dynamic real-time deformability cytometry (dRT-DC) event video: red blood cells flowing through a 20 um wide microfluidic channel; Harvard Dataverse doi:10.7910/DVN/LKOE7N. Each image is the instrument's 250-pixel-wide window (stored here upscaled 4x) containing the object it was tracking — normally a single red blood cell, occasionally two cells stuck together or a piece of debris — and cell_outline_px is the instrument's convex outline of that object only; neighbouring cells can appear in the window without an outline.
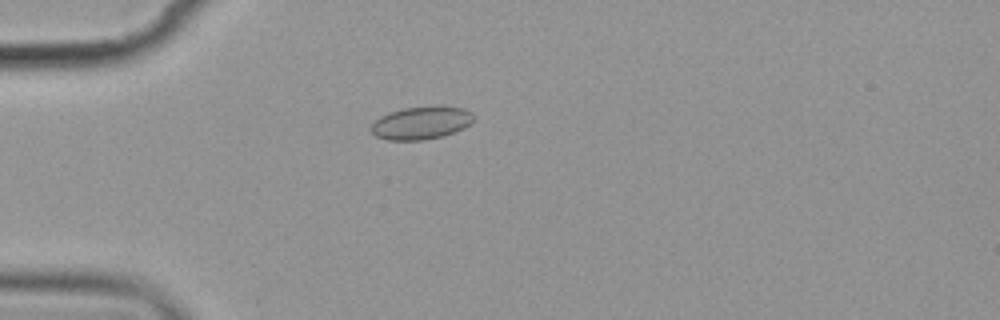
{"species": "common noctule bat (a hibernating species)", "species_latin": "Nyctalus noctula", "temperature_condition": "cold", "stored_images_in_passage": 3, "camera_frame_rate_fps": 3000, "um_per_image_px": 0.085, "animal": {"sex": "female", "body_mass_g": 19.9}, "frame": {"image": 1, "passage_image": 1, "time_ms": 0.0, "image_size_px": [1000, 320], "cell_outline_px": [[476, 116], [464, 128], [444, 136], [424, 140], [388, 140], [376, 136], [368, 128], [380, 116], [388, 112], [404, 108], [464, 108], [472, 112]], "centroid_in_image_um": [35.76, 10.48], "position_along_channel_um": 49.2, "area_um2": 19.25}}
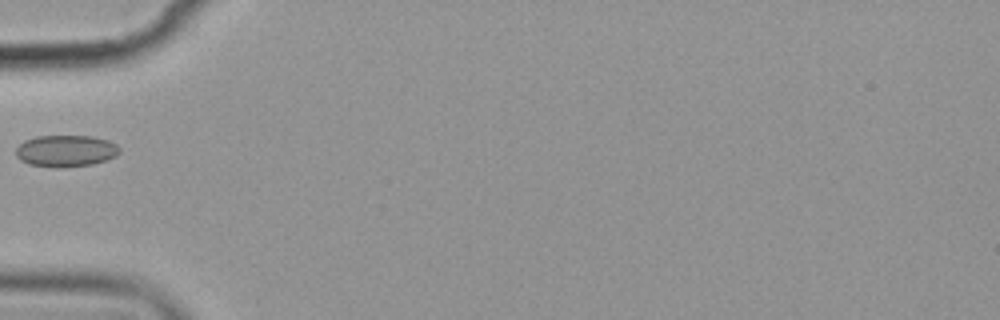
{"frame": {"image": 2, "passage_image": 2, "time_ms": 1.333, "image_size_px": [1000, 320], "cell_outline_px": [[120, 152], [116, 156], [92, 164], [60, 168], [28, 164], [20, 160], [16, 156], [16, 148], [24, 140], [36, 136], [92, 136], [108, 140], [116, 144], [120, 148]], "centroid_in_image_um": [5.58, 12.82], "position_along_channel_um": 79.4, "area_um2": 19.19}}
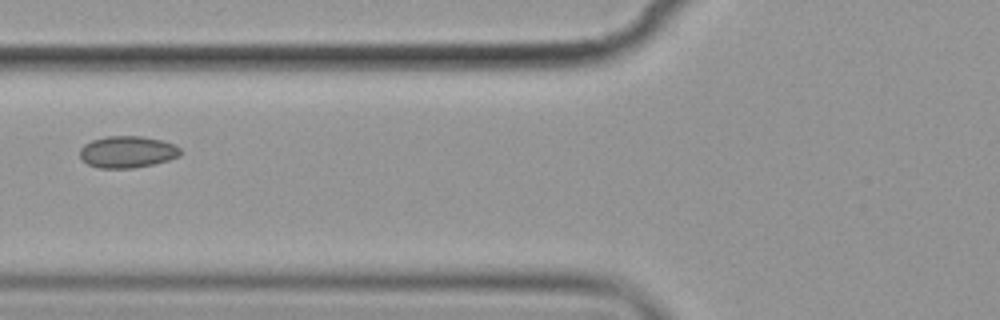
{"frame": {"image": 3, "passage_image": 3, "time_ms": 2.333, "image_size_px": [1000, 320], "cell_outline_px": [[180, 156], [168, 160], [152, 164], [132, 168], [100, 168], [88, 164], [80, 156], [80, 148], [84, 144], [92, 140], [108, 136], [140, 136], [164, 140], [176, 144], [180, 148]], "centroid_in_image_um": [10.85, 12.9], "position_along_channel_um": 115.0, "area_um2": 18.61}}